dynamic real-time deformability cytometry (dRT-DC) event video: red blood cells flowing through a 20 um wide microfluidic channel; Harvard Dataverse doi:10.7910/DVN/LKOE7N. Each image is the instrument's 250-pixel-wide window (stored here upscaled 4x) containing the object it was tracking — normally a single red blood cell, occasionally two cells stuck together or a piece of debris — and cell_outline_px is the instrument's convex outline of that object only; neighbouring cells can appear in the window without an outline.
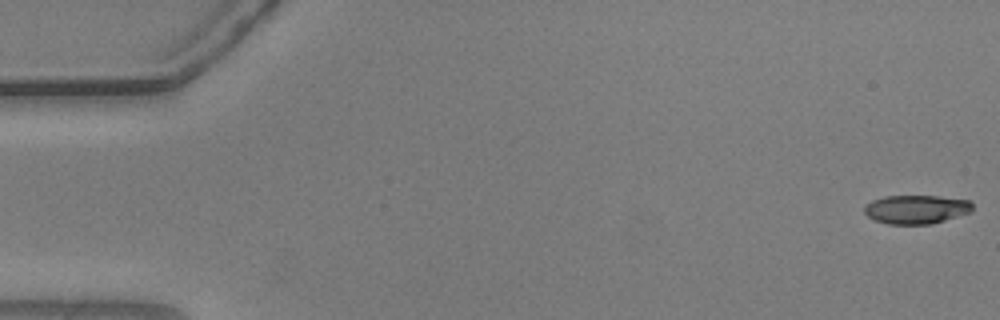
{"species": "common noctule bat (a hibernating species)", "species_latin": "Nyctalus noctula", "temperature_condition": "warm", "stored_images_in_passage": 55, "camera_frame_rate_fps": 3000, "um_per_image_px": 0.085, "animal": {"sex": "male", "body_mass_g": 20.5, "forearm_length_mm": 52.5}, "frame": {"image": 1, "passage_image": 1, "time_ms": 0.0, "image_size_px": [1000, 320], "cell_outline_px": [[972, 212], [932, 224], [888, 224], [876, 220], [868, 216], [864, 212], [864, 204], [872, 200], [884, 196], [940, 196], [972, 200]], "centroid_in_image_um": [77.9, 17.78], "position_along_channel_um": 7.1, "area_um2": 18.32}}
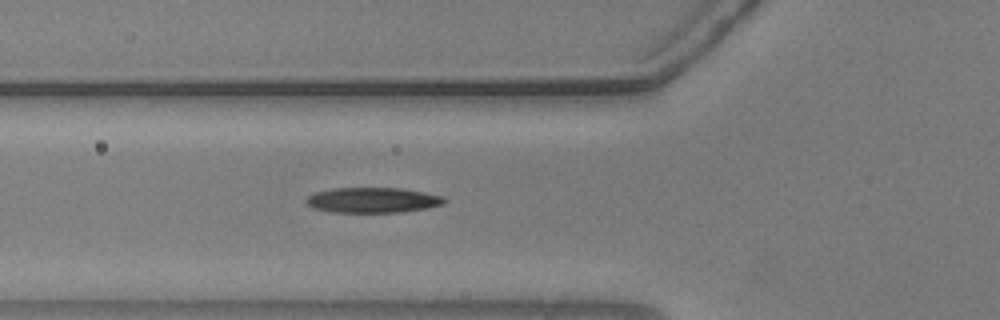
{"frame": {"image": 2, "passage_image": 20, "time_ms": 6.333, "image_size_px": [1000, 320], "cell_outline_px": [[448, 200], [444, 204], [428, 208], [400, 212], [332, 212], [312, 208], [304, 204], [304, 200], [308, 196], [316, 192], [332, 188], [400, 188], [424, 192], [444, 196]], "centroid_in_image_um": [31.67, 17.01], "position_along_channel_um": 94.1, "area_um2": 20.58}}
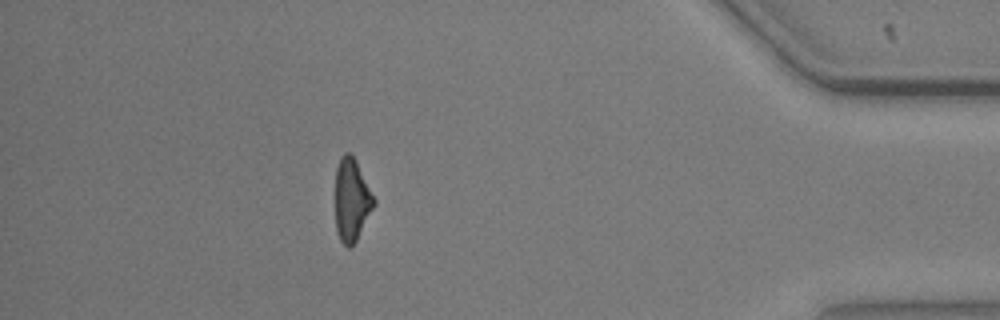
{"frame": {"image": 3, "passage_image": 49, "time_ms": 16.0, "image_size_px": [1000, 320], "cell_outline_px": [[376, 204], [356, 240], [348, 248], [340, 240], [336, 232], [336, 168], [340, 156], [344, 152], [348, 152], [356, 160], [376, 200]], "centroid_in_image_um": [29.9, 16.97], "position_along_channel_um": 405.3, "area_um2": 18.55}, "authors_computed_cell_mechanics": {"area_um2": 19.4208, "velocity_mm_per_s": 3.6929, "shape_relaxation_time_tau1_ms": 3.9674, "shape_relaxation_time_tau2_ms": 4.1461, "deformation_change_tau1": 0.1626, "deformation_change_tau2": 0.1618}}